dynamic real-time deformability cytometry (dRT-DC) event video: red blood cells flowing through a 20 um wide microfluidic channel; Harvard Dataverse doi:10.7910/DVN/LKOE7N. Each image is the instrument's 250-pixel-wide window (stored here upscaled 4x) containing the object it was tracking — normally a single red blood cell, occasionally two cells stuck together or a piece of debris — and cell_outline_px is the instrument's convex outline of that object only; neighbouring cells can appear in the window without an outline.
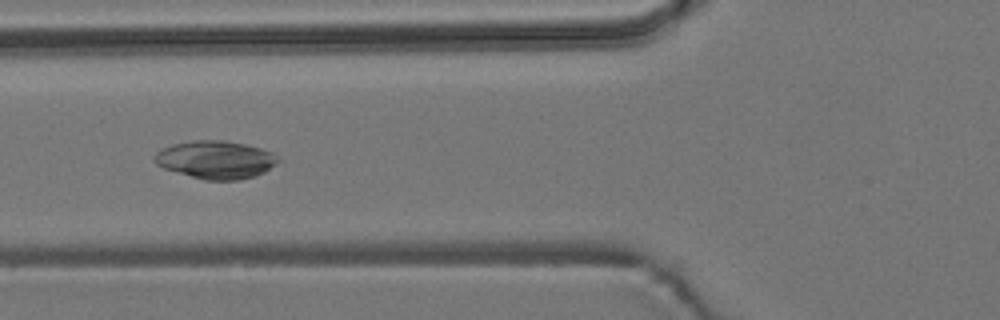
{"species": "common noctule bat (a hibernating species)", "species_latin": "Nyctalus noctula", "temperature_condition": "room temperature", "stored_images_in_passage": 7, "camera_frame_rate_fps": 3000, "um_per_image_px": 0.085, "animal": {"sex": "male", "body_mass_g": 19.2, "forearm_length_mm": 51.8}, "frame": {"image": 1, "passage_image": 6, "time_ms": 6.0, "image_size_px": [1000, 320], "cell_outline_px": [[280, 160], [276, 164], [264, 172], [256, 176], [240, 180], [204, 180], [164, 168], [156, 164], [152, 160], [156, 152], [172, 144], [196, 140], [220, 140], [244, 144], [260, 148], [272, 152]], "centroid_in_image_um": [18.33, 13.58], "position_along_channel_um": 107.5, "area_um2": 27.22}}
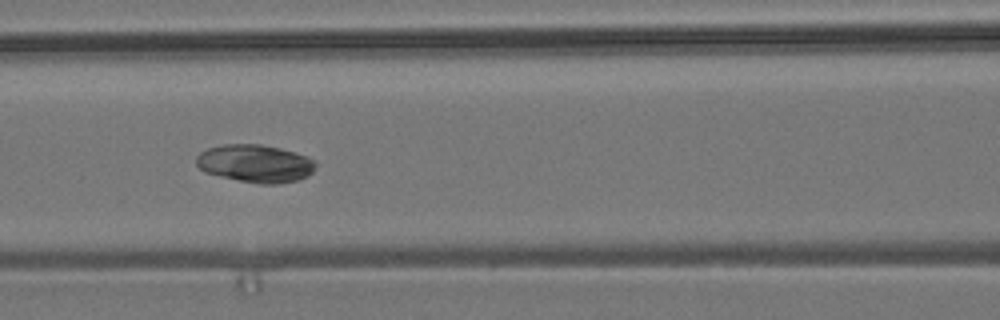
{"frame": {"image": 2, "passage_image": 7, "time_ms": 7.0, "image_size_px": [1000, 320], "cell_outline_px": [[316, 164], [312, 172], [308, 176], [296, 180], [280, 184], [260, 184], [220, 176], [204, 172], [196, 164], [196, 156], [200, 152], [208, 148], [224, 144], [260, 144], [280, 148], [296, 152], [308, 156], [316, 160]], "centroid_in_image_um": [21.72, 13.89], "position_along_channel_um": 144.9, "area_um2": 26.41}}